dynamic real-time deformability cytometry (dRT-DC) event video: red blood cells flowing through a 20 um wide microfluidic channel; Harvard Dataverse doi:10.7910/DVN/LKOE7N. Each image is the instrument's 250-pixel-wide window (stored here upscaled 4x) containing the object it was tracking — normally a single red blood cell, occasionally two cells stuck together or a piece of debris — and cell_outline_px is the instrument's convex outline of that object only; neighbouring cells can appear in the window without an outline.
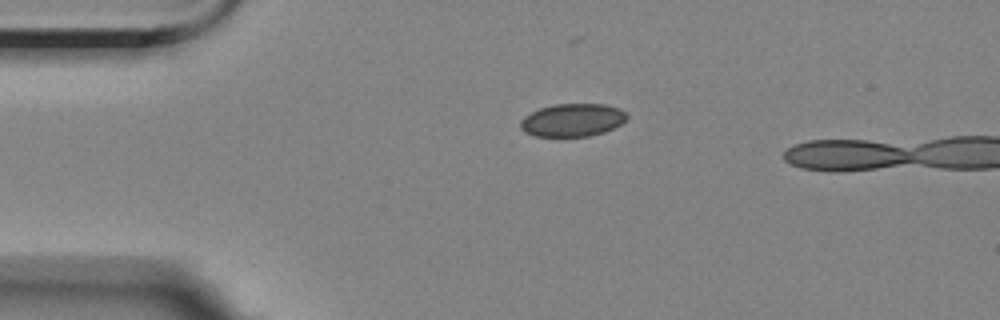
{"species": "Egyptian fruit bat (a non-hibernating species)", "species_latin": "Rousettus aegyptiacus", "temperature_condition": "room temperature", "stored_images_in_passage": 2, "camera_frame_rate_fps": 3000, "um_per_image_px": 0.085, "animal": {"sex": "female"}, "frame": {"image": 1, "passage_image": 1, "time_ms": 0.0, "image_size_px": [1000, 320], "cell_outline_px": [[628, 116], [620, 124], [604, 132], [588, 136], [536, 136], [524, 132], [520, 128], [520, 120], [524, 116], [540, 108], [552, 104], [604, 104], [620, 108]], "centroid_in_image_um": [48.63, 10.2], "position_along_channel_um": 36.4, "area_um2": 20.35}}